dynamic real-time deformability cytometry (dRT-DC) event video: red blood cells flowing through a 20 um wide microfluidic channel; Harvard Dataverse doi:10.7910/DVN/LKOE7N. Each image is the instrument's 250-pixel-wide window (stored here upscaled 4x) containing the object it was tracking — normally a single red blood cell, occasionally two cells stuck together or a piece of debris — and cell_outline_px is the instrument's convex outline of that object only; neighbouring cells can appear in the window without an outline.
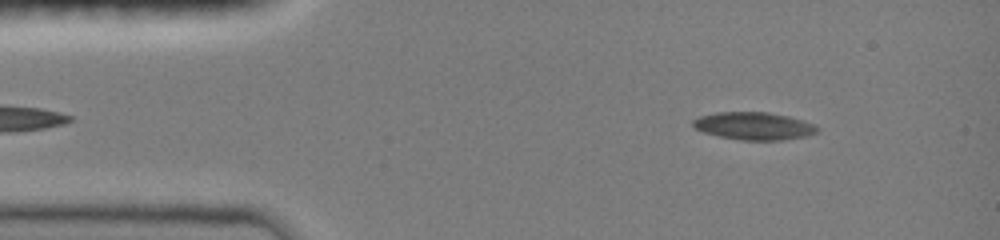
{"species": "common noctule bat (a hibernating species)", "species_latin": "Nyctalus noctula", "temperature_condition": "room temperature", "stored_images_in_passage": 44, "camera_frame_rate_fps": 3000, "um_per_image_px": 0.085, "animal": {"sex": "female", "body_mass_g": 19.0, "forearm_length_mm": 51.5}, "frame": {"image": 1, "passage_image": 3, "time_ms": 0.667, "image_size_px": [1000, 240], "cell_outline_px": [[820, 128], [816, 132], [808, 136], [780, 140], [740, 140], [720, 136], [704, 132], [696, 128], [692, 124], [692, 120], [700, 116], [716, 112], [768, 112], [788, 116], [812, 124]], "centroid_in_image_um": [64.07, 10.7], "position_along_channel_um": 20.9, "area_um2": 19.83}}
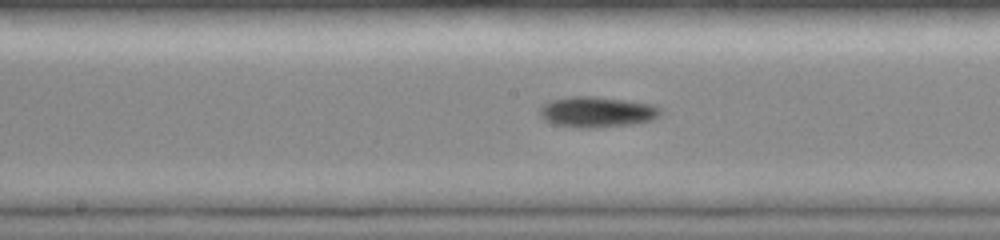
{"frame": {"image": 2, "passage_image": 21, "time_ms": 6.667, "image_size_px": [1000, 240], "cell_outline_px": [[664, 112], [660, 116], [652, 120], [632, 124], [592, 128], [580, 128], [552, 124], [544, 120], [540, 116], [540, 104], [548, 100], [572, 96], [596, 96], [656, 104], [664, 108]], "centroid_in_image_um": [50.77, 9.5], "position_along_channel_um": 197.4, "area_um2": 22.2}}
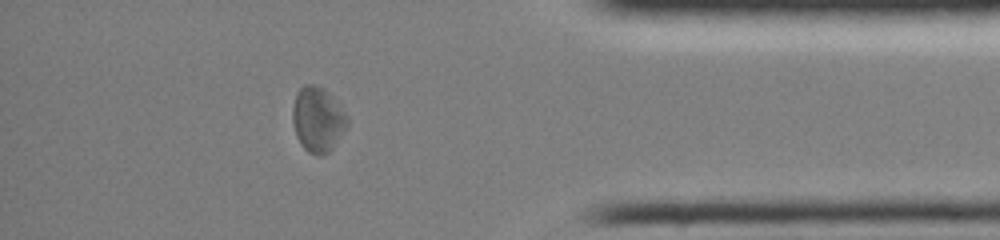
{"frame": {"image": 3, "passage_image": 38, "time_ms": 12.333, "image_size_px": [1000, 240], "cell_outline_px": [[348, 124], [332, 148], [328, 152], [320, 156], [316, 156], [308, 152], [300, 144], [296, 136], [292, 120], [292, 108], [296, 92], [304, 84], [316, 84], [324, 88], [332, 96], [348, 116]], "centroid_in_image_um": [26.98, 10.14], "position_along_channel_um": 408.2, "area_um2": 20.87}, "authors_computed_cell_mechanics": {"area_um2": 20.1144, "velocity_mm_per_s": 4.0236, "shape_relaxation_time_tau1_ms": 2.56, "shape_relaxation_time_tau2_ms": null, "deformation_change_tau1": 0.1085, "deformation_change_tau2": null}}